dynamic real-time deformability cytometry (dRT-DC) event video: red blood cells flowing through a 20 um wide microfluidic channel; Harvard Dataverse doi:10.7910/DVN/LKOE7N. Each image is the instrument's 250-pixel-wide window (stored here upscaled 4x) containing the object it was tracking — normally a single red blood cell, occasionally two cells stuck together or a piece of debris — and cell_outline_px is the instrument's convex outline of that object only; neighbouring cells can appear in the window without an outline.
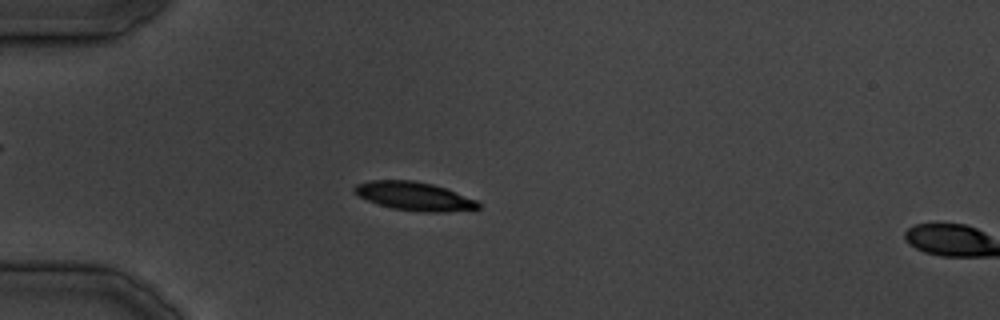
{"species": "common noctule bat (a hibernating species)", "species_latin": "Nyctalus noctula", "temperature_condition": "cold", "stored_images_in_passage": 10, "camera_frame_rate_fps": 3000, "um_per_image_px": 0.085, "animal": {"sex": "male", "body_mass_g": 19.5, "forearm_length_mm": 54.6}, "frame": {"image": 1, "passage_image": 9, "time_ms": 10.0, "image_size_px": [1000, 320], "cell_outline_px": [[480, 208], [476, 212], [424, 212], [392, 208], [368, 200], [352, 192], [352, 188], [356, 184], [368, 180], [412, 180], [432, 184], [444, 188], [476, 200], [480, 204]], "centroid_in_image_um": [35.27, 16.69], "position_along_channel_um": 49.7, "area_um2": 20.81}}